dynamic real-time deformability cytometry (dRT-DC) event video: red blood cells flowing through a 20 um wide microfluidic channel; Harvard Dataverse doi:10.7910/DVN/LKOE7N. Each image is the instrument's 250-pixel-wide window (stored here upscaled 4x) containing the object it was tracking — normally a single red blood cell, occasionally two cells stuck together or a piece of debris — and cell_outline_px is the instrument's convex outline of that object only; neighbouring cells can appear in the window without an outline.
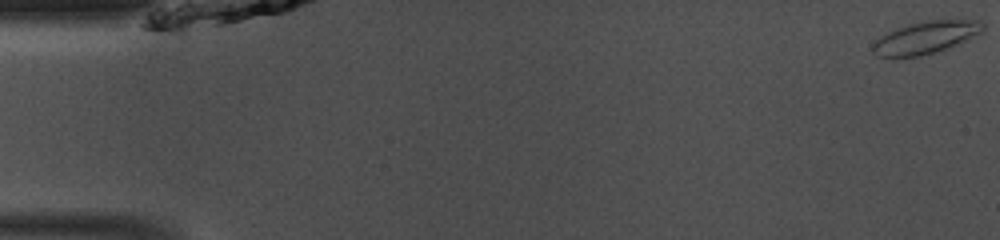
{"species": "common noctule bat (a hibernating species)", "species_latin": "Nyctalus noctula", "temperature_condition": "room temperature", "stored_images_in_passage": 13, "camera_frame_rate_fps": 3000, "um_per_image_px": 0.085, "animal": {"sex": "male", "body_mass_g": 13.0, "forearm_length_mm": 53.1}, "frame": {"image": 1, "passage_image": 1, "time_ms": 0.0, "image_size_px": [1000, 240], "cell_outline_px": [[984, 28], [980, 32], [956, 44], [920, 56], [876, 56], [872, 52], [872, 44], [876, 40], [888, 32], [896, 28], [908, 24], [928, 20], [980, 20], [984, 24]], "centroid_in_image_um": [78.64, 3.17], "position_along_channel_um": 6.4, "area_um2": 20.17}}